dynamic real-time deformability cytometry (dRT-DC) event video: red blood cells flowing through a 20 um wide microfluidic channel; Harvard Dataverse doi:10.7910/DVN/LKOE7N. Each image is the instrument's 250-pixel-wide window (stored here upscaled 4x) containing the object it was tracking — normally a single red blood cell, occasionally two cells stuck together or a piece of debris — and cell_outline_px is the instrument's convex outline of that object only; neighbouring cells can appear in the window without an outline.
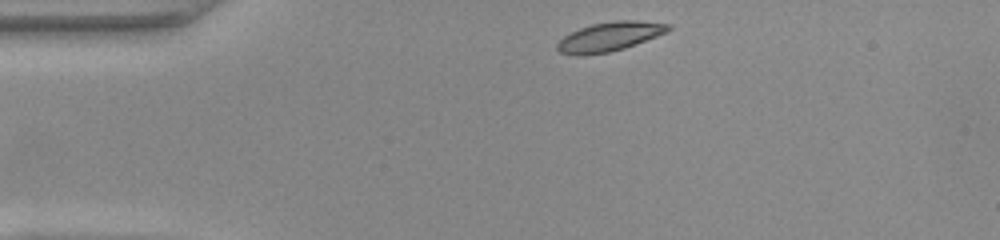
{"species": "common noctule bat (a hibernating species)", "species_latin": "Nyctalus noctula", "temperature_condition": "warm", "stored_images_in_passage": 43, "camera_frame_rate_fps": 3000, "um_per_image_px": 0.085, "animal": {"sex": "female", "body_mass_g": 22.0, "forearm_length_mm": 56.7}, "frame": {"image": 1, "passage_image": 1, "time_ms": 0.0, "image_size_px": [1000, 240], "cell_outline_px": [[672, 28], [668, 32], [636, 44], [624, 48], [608, 52], [580, 56], [576, 56], [560, 52], [556, 48], [556, 44], [564, 36], [580, 28], [592, 24], [616, 20], [636, 20], [672, 24]], "centroid_in_image_um": [51.84, 3.11], "position_along_channel_um": 33.2, "area_um2": 18.96}}
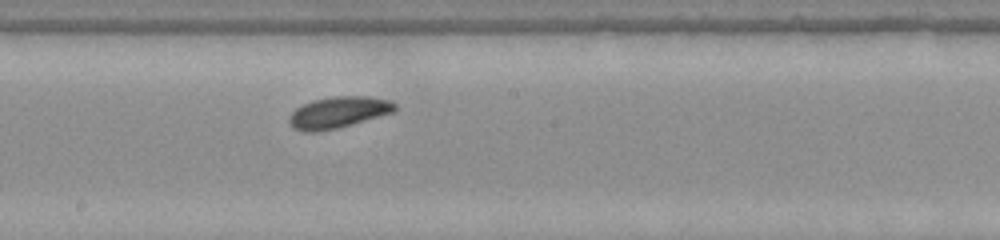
{"frame": {"image": 2, "passage_image": 19, "time_ms": 6.0, "image_size_px": [1000, 240], "cell_outline_px": [[396, 112], [352, 124], [336, 128], [316, 132], [304, 132], [292, 128], [288, 124], [288, 116], [296, 108], [312, 100], [328, 96], [368, 96], [388, 100], [396, 104]], "centroid_in_image_um": [28.73, 9.55], "position_along_channel_um": 219.5, "area_um2": 19.59}}
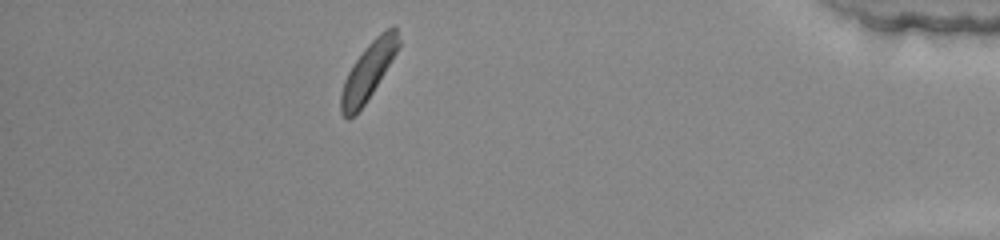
{"frame": {"image": 3, "passage_image": 37, "time_ms": 12.0, "image_size_px": [1000, 240], "cell_outline_px": [[400, 44], [396, 52], [372, 92], [364, 104], [348, 120], [340, 112], [340, 96], [344, 80], [352, 64], [364, 48], [380, 32], [392, 24], [396, 24], [400, 40]], "centroid_in_image_um": [31.3, 5.99], "position_along_channel_um": 403.9, "area_um2": 18.96}, "authors_computed_cell_mechanics": {"area_um2": 18.9006, "velocity_mm_per_s": 3.8734, "shape_relaxation_time_tau1_ms": 2.0422, "shape_relaxation_time_tau2_ms": 9.7815, "deformation_change_tau1": 0.1094, "deformation_change_tau2": 0.1281}}